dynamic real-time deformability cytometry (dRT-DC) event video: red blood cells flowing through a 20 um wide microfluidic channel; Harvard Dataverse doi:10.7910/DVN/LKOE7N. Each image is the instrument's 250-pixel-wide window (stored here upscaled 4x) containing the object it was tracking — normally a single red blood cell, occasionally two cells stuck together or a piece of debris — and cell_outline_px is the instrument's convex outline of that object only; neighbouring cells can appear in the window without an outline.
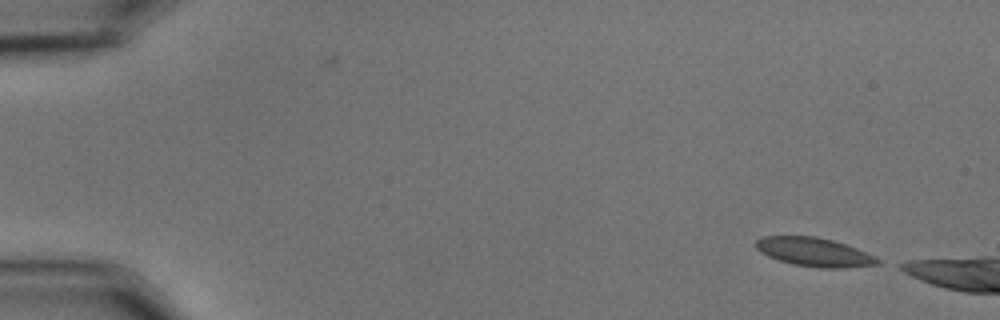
{"species": "common noctule bat (a hibernating species)", "species_latin": "Nyctalus noctula", "temperature_condition": "cold", "stored_images_in_passage": 3, "camera_frame_rate_fps": 3000, "um_per_image_px": 0.085, "animal": {"sex": "male", "body_mass_g": 15.6}, "frame": {"image": 1, "passage_image": 3, "time_ms": 0.667, "image_size_px": [1000, 320], "cell_outline_px": [[880, 264], [844, 268], [820, 268], [792, 264], [768, 256], [760, 252], [756, 248], [756, 240], [764, 236], [816, 236], [832, 240], [856, 248], [876, 256], [880, 260]], "centroid_in_image_um": [69.22, 21.43], "position_along_channel_um": 15.8, "area_um2": 20.35}}